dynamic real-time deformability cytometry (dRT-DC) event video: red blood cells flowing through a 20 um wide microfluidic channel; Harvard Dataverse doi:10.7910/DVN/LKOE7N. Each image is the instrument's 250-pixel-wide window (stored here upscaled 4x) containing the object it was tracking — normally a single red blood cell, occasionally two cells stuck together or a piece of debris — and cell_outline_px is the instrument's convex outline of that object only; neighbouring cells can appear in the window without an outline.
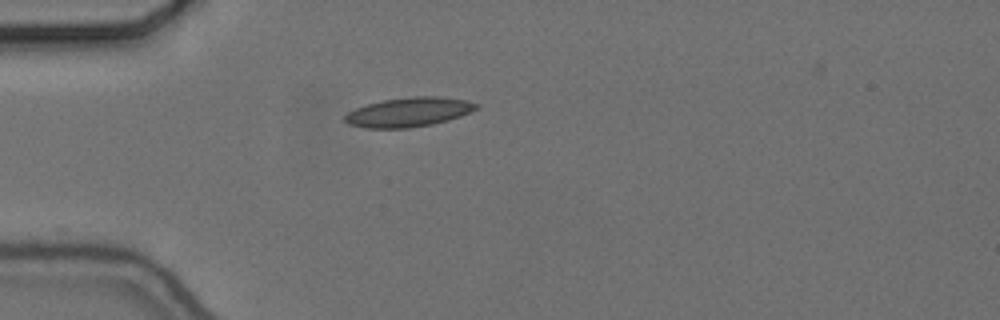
{"species": "common noctule bat (a hibernating species)", "species_latin": "Nyctalus noctula", "temperature_condition": "cold", "stored_images_in_passage": 13, "camera_frame_rate_fps": 3000, "um_per_image_px": 0.085, "animal": {"sex": "female", "body_mass_g": 24.6, "forearm_length_mm": 56.2}, "frame": {"image": 1, "passage_image": 1, "time_ms": 0.0, "image_size_px": [1000, 320], "cell_outline_px": [[480, 108], [460, 116], [448, 120], [432, 124], [408, 128], [364, 128], [348, 124], [344, 120], [344, 116], [348, 112], [356, 108], [368, 104], [384, 100], [412, 96], [440, 96], [468, 100], [480, 104]], "centroid_in_image_um": [34.78, 9.52], "position_along_channel_um": 50.2, "area_um2": 22.6}}
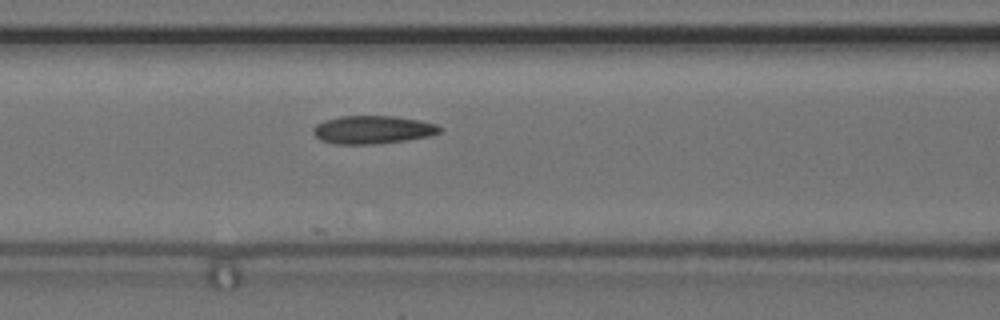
{"frame": {"image": 2, "passage_image": 9, "time_ms": 2.667, "image_size_px": [1000, 320], "cell_outline_px": [[444, 128], [440, 132], [428, 136], [408, 140], [376, 144], [332, 144], [320, 140], [312, 132], [312, 128], [316, 124], [324, 120], [340, 116], [396, 116], [420, 120], [436, 124]], "centroid_in_image_um": [31.67, 11.03], "position_along_channel_um": 134.9, "area_um2": 20.98}}
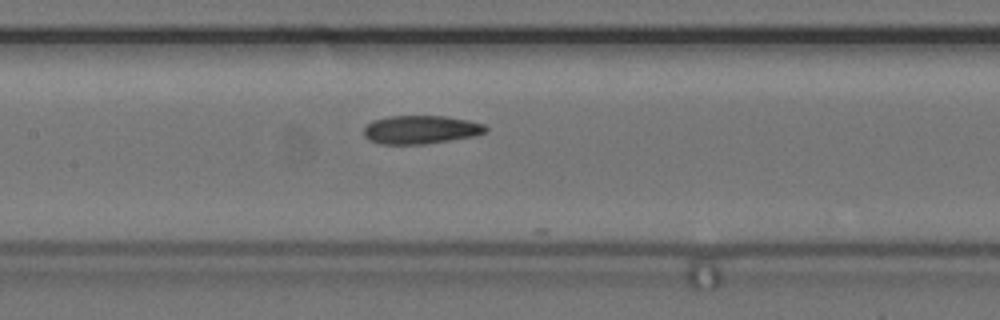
{"frame": {"image": 3, "passage_image": 12, "time_ms": 3.667, "image_size_px": [1000, 320], "cell_outline_px": [[488, 132], [476, 136], [424, 144], [380, 144], [368, 140], [364, 136], [364, 128], [372, 120], [388, 116], [444, 116], [468, 120], [484, 124], [488, 128]], "centroid_in_image_um": [35.77, 11.02], "position_along_channel_um": 171.6, "area_um2": 20.35}}